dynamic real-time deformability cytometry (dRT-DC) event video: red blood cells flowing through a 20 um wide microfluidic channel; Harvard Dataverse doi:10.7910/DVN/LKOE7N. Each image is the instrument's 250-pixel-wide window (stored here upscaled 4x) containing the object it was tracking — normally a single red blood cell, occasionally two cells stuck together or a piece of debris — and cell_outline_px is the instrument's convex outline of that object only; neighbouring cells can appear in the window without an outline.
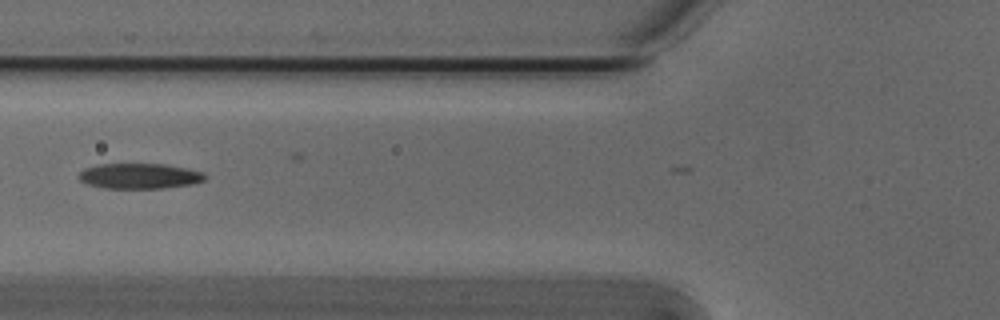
{"species": "Egyptian fruit bat (a non-hibernating species)", "species_latin": "Rousettus aegyptiacus", "temperature_condition": "cold", "stored_images_in_passage": 6, "camera_frame_rate_fps": 3000, "um_per_image_px": 0.085, "animal": {"sex": "male"}, "frame": {"image": 1, "passage_image": 5, "time_ms": 1.333, "image_size_px": [1000, 320], "cell_outline_px": [[208, 176], [204, 180], [192, 184], [164, 188], [104, 188], [88, 184], [80, 180], [80, 172], [84, 168], [96, 164], [164, 164], [188, 168], [204, 172]], "centroid_in_image_um": [11.9, 14.95], "position_along_channel_um": 113.9, "area_um2": 18.73}}